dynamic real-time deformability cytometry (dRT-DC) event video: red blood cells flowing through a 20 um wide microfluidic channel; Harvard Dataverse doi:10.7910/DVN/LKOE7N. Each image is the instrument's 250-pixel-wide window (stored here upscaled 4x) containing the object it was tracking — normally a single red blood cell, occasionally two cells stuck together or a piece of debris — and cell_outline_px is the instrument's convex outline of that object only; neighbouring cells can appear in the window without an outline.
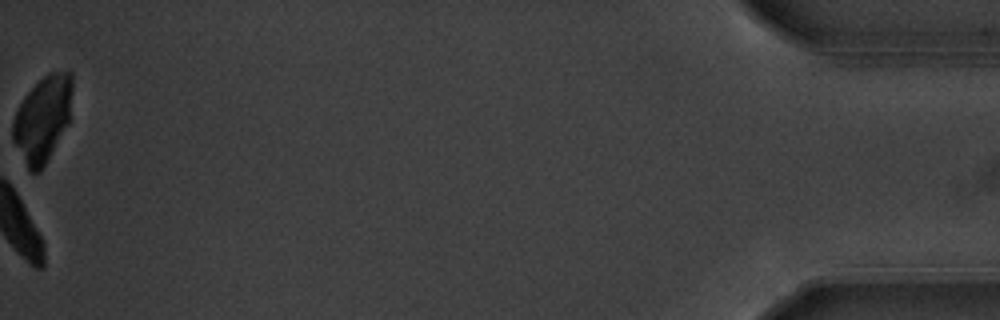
{"species": "common noctule bat (a hibernating species)", "species_latin": "Nyctalus noctula", "temperature_condition": "warm", "stored_images_in_passage": 54, "camera_frame_rate_fps": 3000, "um_per_image_px": 0.085, "animal": {"sex": "male", "body_mass_g": 20.1, "forearm_length_mm": 53.5}, "frame": {"image": 1, "passage_image": 54, "time_ms": 17.667, "image_size_px": [1000, 320], "cell_outline_px": [[72, 88], [68, 124], [40, 172], [28, 172], [12, 140], [12, 120], [16, 108], [24, 96], [48, 72], [72, 72]], "centroid_in_image_um": [3.58, 10.12], "position_along_channel_um": 431.6, "area_um2": 29.71}}